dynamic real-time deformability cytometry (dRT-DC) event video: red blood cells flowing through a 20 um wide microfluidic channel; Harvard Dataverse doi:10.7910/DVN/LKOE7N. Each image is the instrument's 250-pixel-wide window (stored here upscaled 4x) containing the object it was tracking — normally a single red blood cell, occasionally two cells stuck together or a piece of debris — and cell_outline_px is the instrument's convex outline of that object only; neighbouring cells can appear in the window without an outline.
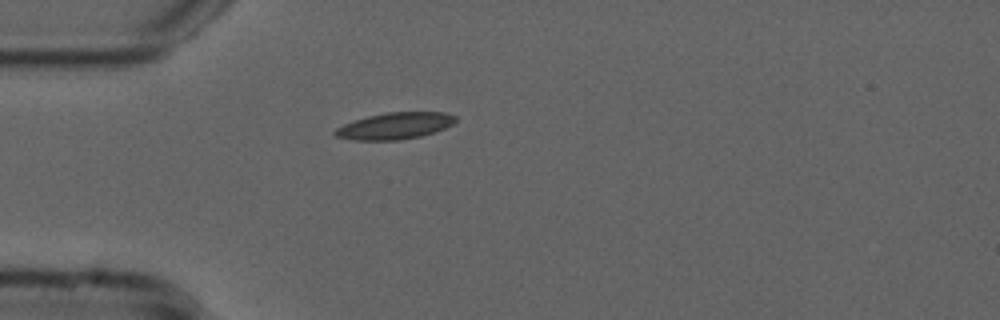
{"species": "common noctule bat (a hibernating species)", "species_latin": "Nyctalus noctula", "temperature_condition": "cold", "stored_images_in_passage": 35, "camera_frame_rate_fps": 3000, "um_per_image_px": 0.085, "animal": {"sex": "male", "forearm_length_mm": 52.5}, "frame": {"image": 1, "passage_image": 1, "time_ms": 0.0, "image_size_px": [1000, 320], "cell_outline_px": [[456, 120], [452, 124], [436, 132], [420, 136], [400, 140], [356, 140], [336, 136], [332, 132], [336, 128], [344, 124], [368, 116], [388, 112], [448, 112], [456, 116]], "centroid_in_image_um": [33.59, 10.69], "position_along_channel_um": 51.4, "area_um2": 18.61}}
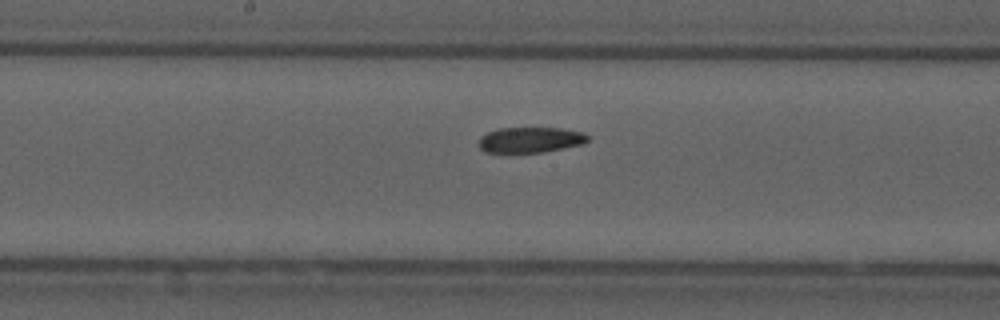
{"frame": {"image": 2, "passage_image": 14, "time_ms": 4.333, "image_size_px": [1000, 320], "cell_outline_px": [[588, 140], [584, 144], [544, 152], [484, 152], [480, 148], [480, 136], [488, 132], [500, 128], [560, 128], [584, 132], [588, 136]], "centroid_in_image_um": [45.11, 11.88], "position_along_channel_um": 203.1, "area_um2": 16.18}}
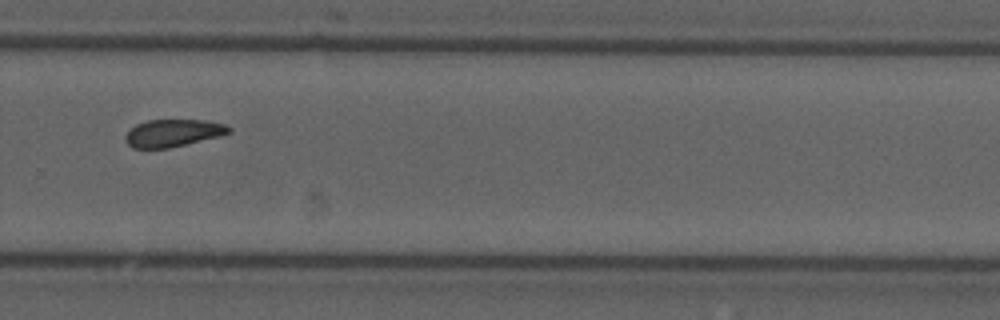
{"frame": {"image": 3, "passage_image": 23, "time_ms": 7.333, "image_size_px": [1000, 320], "cell_outline_px": [[232, 132], [220, 136], [168, 148], [132, 148], [124, 140], [124, 136], [136, 124], [148, 120], [204, 120], [224, 124], [232, 128]], "centroid_in_image_um": [14.71, 11.3], "position_along_channel_um": 315.1, "area_um2": 16.47}, "authors_computed_cell_mechanics": {"area_um2": 17.34, "velocity_mm_per_s": 3.7409, "shape_relaxation_time_tau1_ms": null, "shape_relaxation_time_tau2_ms": 3.3609, "deformation_change_tau1": null, "deformation_change_tau2": 0.0872}}